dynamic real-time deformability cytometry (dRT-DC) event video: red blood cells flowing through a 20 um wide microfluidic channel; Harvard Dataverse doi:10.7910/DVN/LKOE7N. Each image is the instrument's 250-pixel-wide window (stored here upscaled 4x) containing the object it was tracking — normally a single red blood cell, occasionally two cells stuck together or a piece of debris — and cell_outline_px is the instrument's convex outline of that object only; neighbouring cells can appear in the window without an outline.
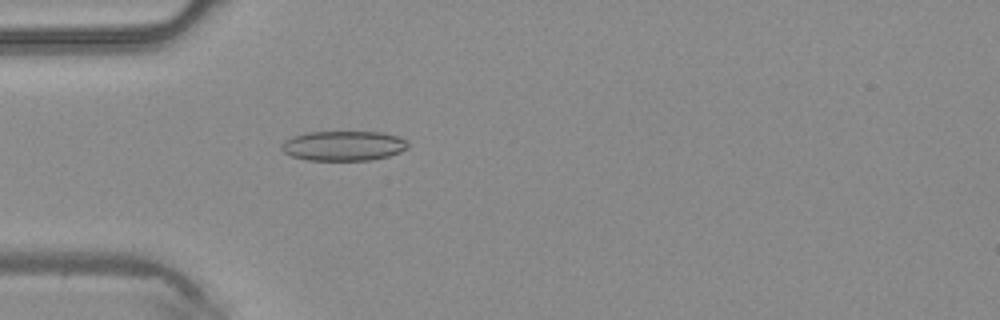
{"species": "common noctule bat (a hibernating species)", "species_latin": "Nyctalus noctula", "temperature_condition": "warm", "stored_images_in_passage": 4, "camera_frame_rate_fps": 3000, "um_per_image_px": 0.085, "animal": {"sex": "male", "body_mass_g": 20.4}, "frame": {"image": 1, "passage_image": 4, "time_ms": 1.0, "image_size_px": [1000, 320], "cell_outline_px": [[408, 148], [400, 152], [388, 156], [372, 160], [308, 160], [292, 156], [284, 152], [280, 148], [280, 144], [284, 140], [292, 136], [308, 132], [384, 132], [396, 136], [404, 140], [408, 144]], "centroid_in_image_um": [29.17, 12.39], "position_along_channel_um": 55.8, "area_um2": 22.02}}